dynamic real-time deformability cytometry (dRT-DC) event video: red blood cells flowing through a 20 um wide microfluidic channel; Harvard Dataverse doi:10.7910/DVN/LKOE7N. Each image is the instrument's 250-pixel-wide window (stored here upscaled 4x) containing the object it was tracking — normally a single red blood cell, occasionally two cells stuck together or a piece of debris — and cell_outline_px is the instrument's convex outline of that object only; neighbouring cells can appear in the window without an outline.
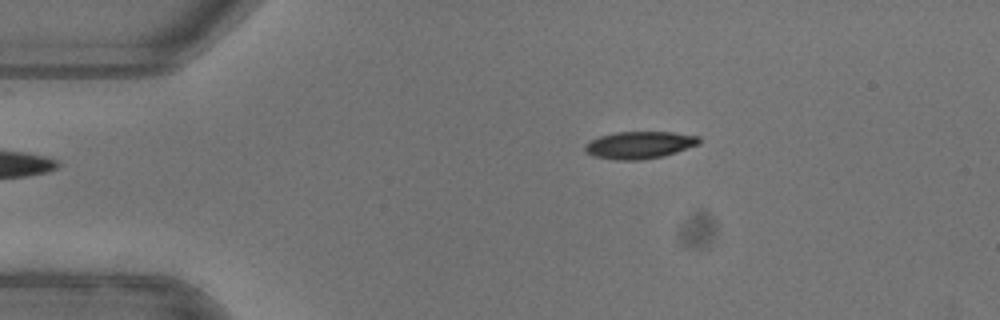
{"species": "common noctule bat (a hibernating species)", "species_latin": "Nyctalus noctula", "temperature_condition": "warm", "stored_images_in_passage": 44, "camera_frame_rate_fps": 3000, "um_per_image_px": 0.085, "animal": {"sex": "female"}, "frame": {"image": 1, "passage_image": 1, "time_ms": 0.0, "image_size_px": [1000, 320], "cell_outline_px": [[700, 144], [664, 156], [640, 160], [616, 160], [592, 156], [584, 152], [584, 144], [600, 136], [616, 132], [672, 132], [700, 136]], "centroid_in_image_um": [54.34, 12.33], "position_along_channel_um": 30.7, "area_um2": 18.26}}
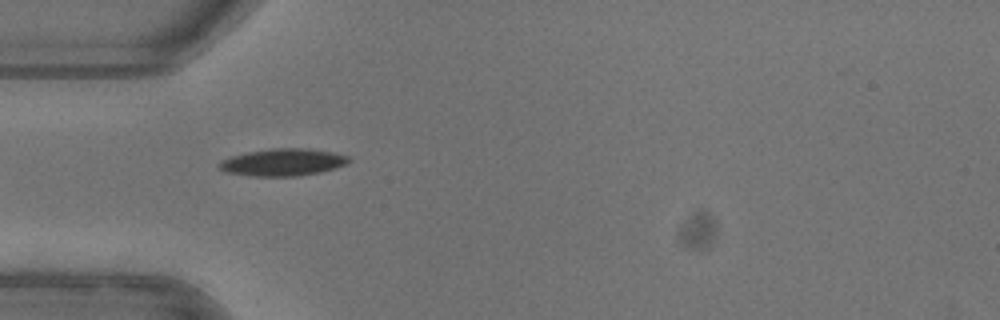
{"frame": {"image": 2, "passage_image": 7, "time_ms": 2.0, "image_size_px": [1000, 320], "cell_outline_px": [[352, 160], [348, 164], [336, 168], [320, 172], [300, 176], [252, 176], [224, 172], [216, 164], [232, 156], [248, 152], [272, 148], [304, 148], [332, 152], [348, 156]], "centroid_in_image_um": [24.08, 13.8], "position_along_channel_um": 60.9, "area_um2": 20.58}}
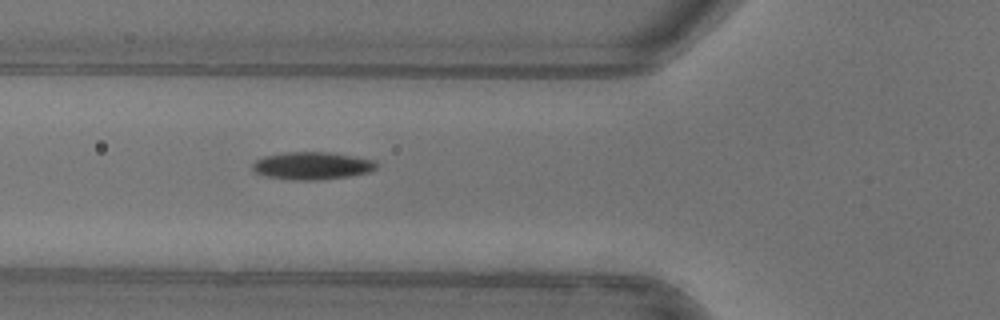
{"frame": {"image": 3, "passage_image": 10, "time_ms": 3.0, "image_size_px": [1000, 320], "cell_outline_px": [[380, 164], [376, 168], [368, 172], [348, 176], [312, 180], [296, 180], [268, 176], [256, 172], [252, 168], [252, 164], [256, 160], [264, 156], [284, 152], [332, 152], [376, 160]], "centroid_in_image_um": [26.57, 14.07], "position_along_channel_um": 99.2, "area_um2": 19.83}, "authors_computed_cell_mechanics": {"area_um2": 19.2185, "velocity_mm_per_s": 3.9868, "shape_relaxation_time_tau1_ms": 8.1149, "shape_relaxation_time_tau2_ms": 7.4667, "deformation_change_tau1": 0.2247, "deformation_change_tau2": 0.1192}}